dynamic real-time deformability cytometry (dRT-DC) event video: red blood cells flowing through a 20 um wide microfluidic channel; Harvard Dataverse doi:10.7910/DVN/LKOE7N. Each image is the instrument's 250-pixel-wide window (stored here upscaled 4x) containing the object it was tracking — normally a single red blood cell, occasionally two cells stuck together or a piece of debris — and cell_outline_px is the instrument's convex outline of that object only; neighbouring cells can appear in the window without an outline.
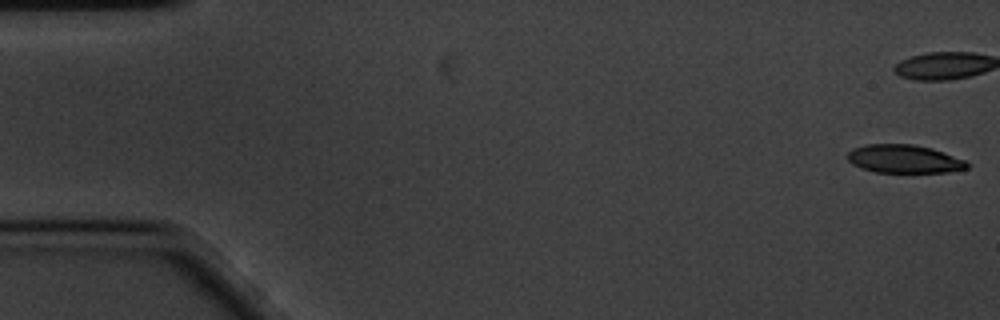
{"species": "common noctule bat (a hibernating species)", "species_latin": "Nyctalus noctula", "temperature_condition": "cold", "stored_images_in_passage": 51, "camera_frame_rate_fps": 3000, "um_per_image_px": 0.085, "animal": {"sex": "male", "body_mass_g": 20.1, "forearm_length_mm": 53.5}, "frame": {"image": 1, "passage_image": 1, "time_ms": 0.0, "image_size_px": [1000, 320], "cell_outline_px": [[972, 164], [968, 168], [948, 172], [876, 172], [860, 168], [852, 164], [848, 160], [848, 152], [852, 148], [864, 144], [912, 144], [932, 148], [964, 160]], "centroid_in_image_um": [76.84, 13.51], "position_along_channel_um": 8.2, "area_um2": 19.77}}